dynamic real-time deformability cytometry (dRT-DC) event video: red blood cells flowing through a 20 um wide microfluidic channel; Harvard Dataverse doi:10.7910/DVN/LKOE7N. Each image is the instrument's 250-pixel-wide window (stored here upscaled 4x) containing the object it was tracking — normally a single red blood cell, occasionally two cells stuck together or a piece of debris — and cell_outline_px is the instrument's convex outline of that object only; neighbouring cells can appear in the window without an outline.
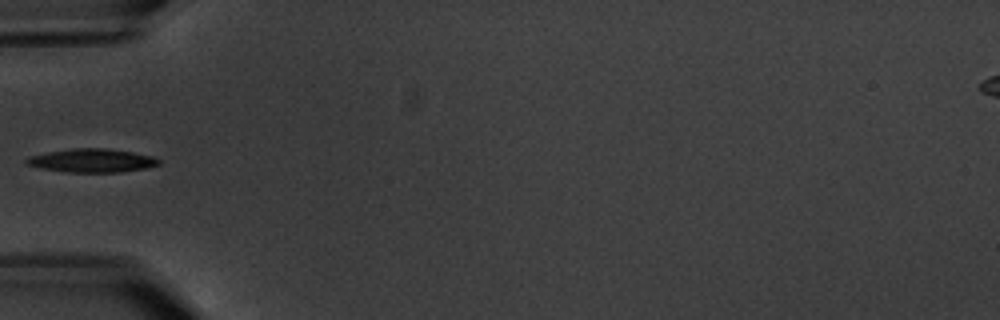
{"species": "common noctule bat (a hibernating species)", "species_latin": "Nyctalus noctula", "temperature_condition": "warm", "stored_images_in_passage": 12, "camera_frame_rate_fps": 3000, "um_per_image_px": 0.085, "animal": {"sex": "male", "body_mass_g": 20.1, "forearm_length_mm": 53.5}, "frame": {"image": 1, "passage_image": 2, "time_ms": 1.333, "image_size_px": [1000, 320], "cell_outline_px": [[160, 164], [144, 168], [120, 172], [68, 172], [40, 168], [24, 164], [24, 160], [28, 156], [48, 152], [72, 148], [104, 148], [132, 152], [152, 156], [160, 160]], "centroid_in_image_um": [7.76, 13.64], "position_along_channel_um": 77.2, "area_um2": 18.09}}
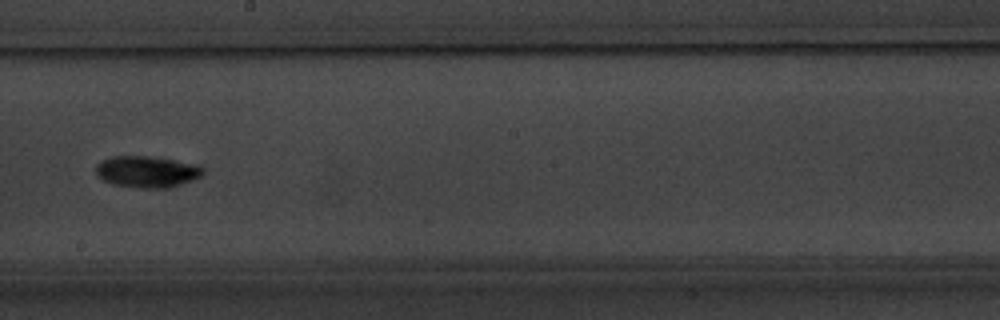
{"frame": {"image": 2, "passage_image": 6, "time_ms": 6.0, "image_size_px": [1000, 320], "cell_outline_px": [[204, 172], [200, 176], [192, 180], [168, 188], [140, 188], [112, 184], [104, 180], [96, 172], [96, 164], [100, 160], [112, 156], [148, 156], [200, 164], [204, 168]], "centroid_in_image_um": [12.5, 14.58], "position_along_channel_um": 235.7, "area_um2": 19.71}}
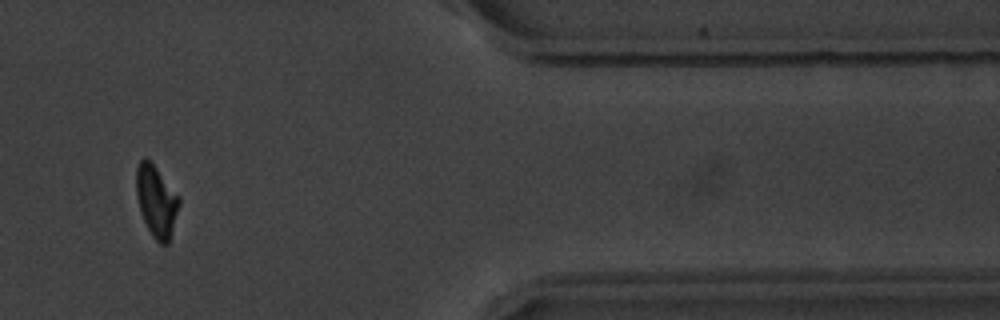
{"frame": {"image": 3, "passage_image": 10, "time_ms": 11.667, "image_size_px": [1000, 320], "cell_outline_px": [[180, 204], [168, 244], [160, 244], [152, 236], [144, 220], [136, 196], [136, 168], [140, 160], [144, 156], [152, 160], [180, 196]], "centroid_in_image_um": [13.3, 17.02], "position_along_channel_um": 398.1, "area_um2": 18.15}, "authors_computed_cell_mechanics": {"area_um2": 17.8313, "velocity_mm_per_s": 3.3908, "shape_relaxation_time_tau1_ms": 2.9714, "shape_relaxation_time_tau2_ms": null, "deformation_change_tau1": 0.1395, "deformation_change_tau2": null}}